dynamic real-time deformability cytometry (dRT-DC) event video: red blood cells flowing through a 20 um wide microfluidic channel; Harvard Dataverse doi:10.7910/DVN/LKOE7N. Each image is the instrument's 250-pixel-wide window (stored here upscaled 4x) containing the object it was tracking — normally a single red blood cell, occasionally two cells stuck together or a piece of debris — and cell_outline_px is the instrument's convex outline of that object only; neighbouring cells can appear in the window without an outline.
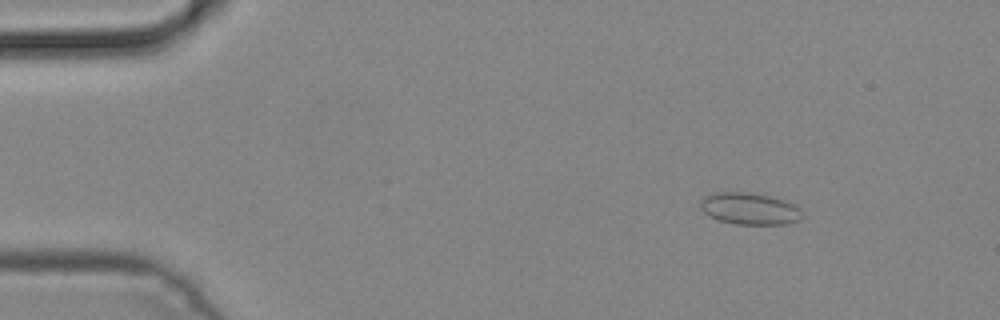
{"species": "common noctule bat (a hibernating species)", "species_latin": "Nyctalus noctula", "temperature_condition": "cold", "stored_images_in_passage": 48, "camera_frame_rate_fps": 3000, "um_per_image_px": 0.085, "animal": {"sex": "male", "body_mass_g": 19.2, "forearm_length_mm": 51.8}, "frame": {"image": 1, "passage_image": 6, "time_ms": 1.667, "image_size_px": [1000, 320], "cell_outline_px": [[804, 216], [800, 220], [788, 224], [736, 224], [720, 220], [708, 216], [700, 208], [700, 204], [704, 196], [716, 192], [756, 192], [784, 200], [796, 204], [800, 208]], "centroid_in_image_um": [63.76, 17.73], "position_along_channel_um": 21.2, "area_um2": 19.19}}
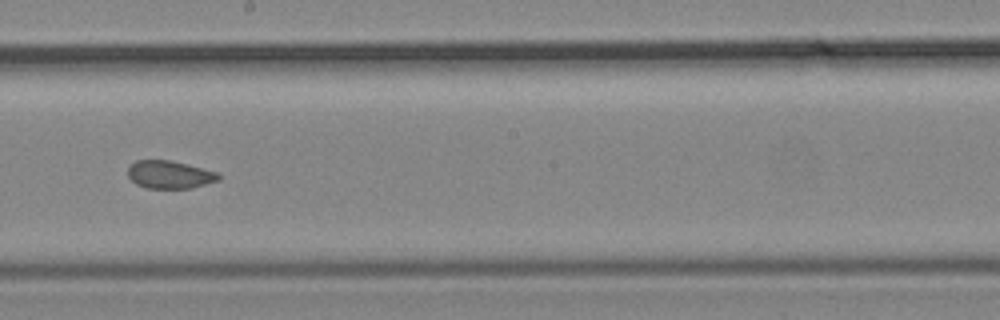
{"frame": {"image": 2, "passage_image": 27, "time_ms": 8.667, "image_size_px": [1000, 320], "cell_outline_px": [[220, 180], [192, 188], [148, 188], [136, 184], [128, 176], [128, 164], [136, 160], [172, 160], [216, 172], [220, 176]], "centroid_in_image_um": [14.39, 14.83], "position_along_channel_um": 233.8, "area_um2": 14.74}}
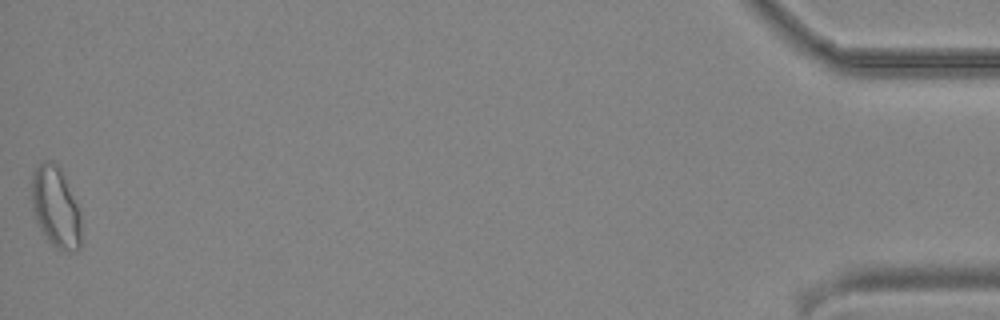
{"frame": {"image": 3, "passage_image": 48, "time_ms": 15.667, "image_size_px": [1000, 320], "cell_outline_px": [[80, 248], [56, 248], [48, 240], [40, 228], [36, 220], [32, 208], [32, 172], [44, 160], [48, 160], [56, 164], [60, 168], [80, 212]], "centroid_in_image_um": [4.7, 17.56], "position_along_channel_um": 430.5, "area_um2": 22.66}}